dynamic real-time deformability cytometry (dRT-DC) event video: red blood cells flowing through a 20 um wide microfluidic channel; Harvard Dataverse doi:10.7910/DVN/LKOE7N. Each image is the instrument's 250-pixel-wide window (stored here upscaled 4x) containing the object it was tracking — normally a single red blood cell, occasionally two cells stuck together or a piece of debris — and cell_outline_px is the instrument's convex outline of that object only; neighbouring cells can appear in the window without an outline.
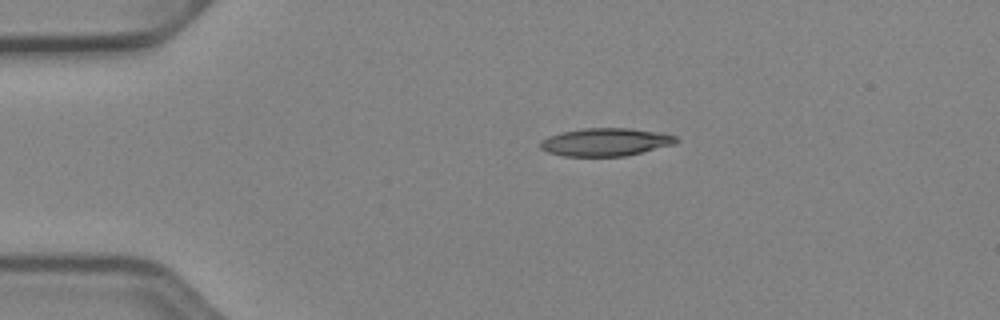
{"species": "Egyptian fruit bat (a non-hibernating species)", "species_latin": "Rousettus aegyptiacus", "temperature_condition": "cold", "stored_images_in_passage": 42, "camera_frame_rate_fps": 3000, "um_per_image_px": 0.085, "animal": {"sex": "female"}, "frame": {"image": 1, "passage_image": 1, "time_ms": 0.0, "image_size_px": [1000, 320], "cell_outline_px": [[680, 140], [676, 144], [624, 156], [564, 156], [548, 152], [540, 148], [540, 140], [548, 136], [560, 132], [584, 128], [632, 128], [656, 132], [676, 136]], "centroid_in_image_um": [51.46, 12.07], "position_along_channel_um": 33.5, "area_um2": 22.14}}
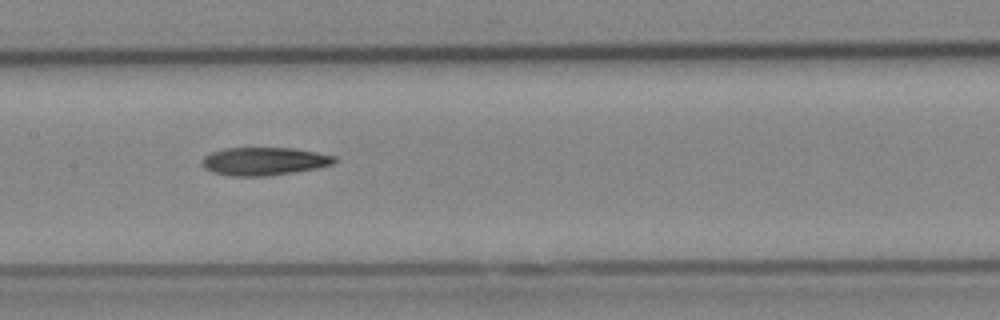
{"frame": {"image": 2, "passage_image": 16, "time_ms": 5.0, "image_size_px": [1000, 320], "cell_outline_px": [[336, 160], [332, 164], [316, 168], [268, 176], [232, 176], [212, 172], [204, 168], [200, 164], [204, 156], [212, 152], [224, 148], [292, 148], [316, 152], [336, 156]], "centroid_in_image_um": [22.41, 13.71], "position_along_channel_um": 185.0, "area_um2": 21.56}}
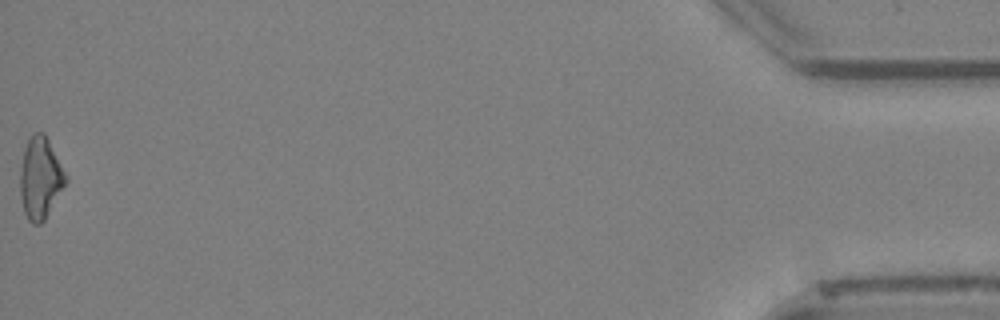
{"frame": {"image": 3, "passage_image": 42, "time_ms": 13.667, "image_size_px": [1000, 320], "cell_outline_px": [[68, 180], [44, 220], [40, 224], [32, 224], [28, 220], [24, 212], [20, 192], [20, 168], [24, 148], [28, 140], [36, 132], [44, 132], [68, 176]], "centroid_in_image_um": [3.43, 15.13], "position_along_channel_um": 431.8, "area_um2": 21.62}, "authors_computed_cell_mechanics": {"area_um2": 21.5883, "velocity_mm_per_s": 3.9723, "shape_relaxation_time_tau1_ms": 9.285, "shape_relaxation_time_tau2_ms": null, "deformation_change_tau1": 0.2095, "deformation_change_tau2": null}}